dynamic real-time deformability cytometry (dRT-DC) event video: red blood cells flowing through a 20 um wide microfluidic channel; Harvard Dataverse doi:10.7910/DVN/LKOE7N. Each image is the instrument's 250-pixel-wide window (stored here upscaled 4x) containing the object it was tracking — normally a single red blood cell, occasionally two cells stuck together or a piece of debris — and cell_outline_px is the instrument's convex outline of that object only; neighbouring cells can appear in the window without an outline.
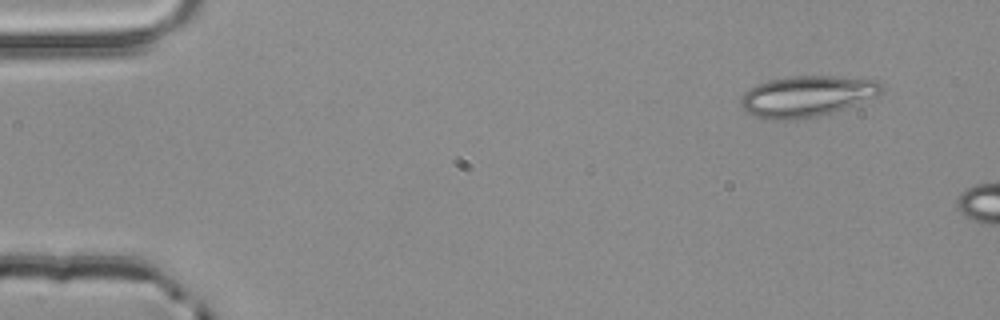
{"species": "common noctule bat (a hibernating species)", "species_latin": "Nyctalus noctula", "temperature_condition": "room temperature", "stored_images_in_passage": 2, "camera_frame_rate_fps": 3000, "um_per_image_px": 0.085, "animal": {"sex": "male", "body_mass_g": 20.4}, "frame": {"image": 1, "passage_image": 1, "time_ms": 0.0, "image_size_px": [1000, 320], "cell_outline_px": [[884, 92], [876, 96], [816, 116], [796, 120], [768, 120], [756, 116], [748, 112], [740, 104], [740, 100], [744, 92], [748, 88], [756, 84], [768, 80], [792, 76], [836, 76], [876, 80], [884, 88]], "centroid_in_image_um": [68.52, 8.16], "position_along_channel_um": 16.5, "area_um2": 33.23}}